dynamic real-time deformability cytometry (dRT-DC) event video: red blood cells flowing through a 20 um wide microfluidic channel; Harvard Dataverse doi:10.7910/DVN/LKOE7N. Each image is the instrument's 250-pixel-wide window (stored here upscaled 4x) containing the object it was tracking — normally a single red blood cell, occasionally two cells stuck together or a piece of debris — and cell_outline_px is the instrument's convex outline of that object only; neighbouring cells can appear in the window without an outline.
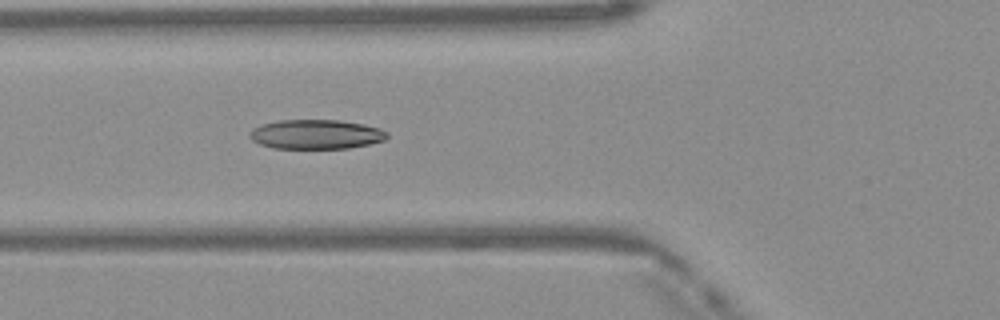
{"species": "Egyptian fruit bat (a non-hibernating species)", "species_latin": "Rousettus aegyptiacus", "temperature_condition": "warm", "stored_images_in_passage": 38, "camera_frame_rate_fps": 3000, "um_per_image_px": 0.085, "frame": {"image": 1, "passage_image": 7, "time_ms": 2.0, "image_size_px": [1000, 320], "cell_outline_px": [[388, 136], [384, 140], [368, 144], [348, 148], [272, 148], [260, 144], [252, 140], [248, 136], [252, 128], [260, 124], [280, 120], [340, 120], [364, 124], [380, 128], [388, 132]], "centroid_in_image_um": [26.84, 11.41], "position_along_channel_um": 99.0, "area_um2": 23.64}}
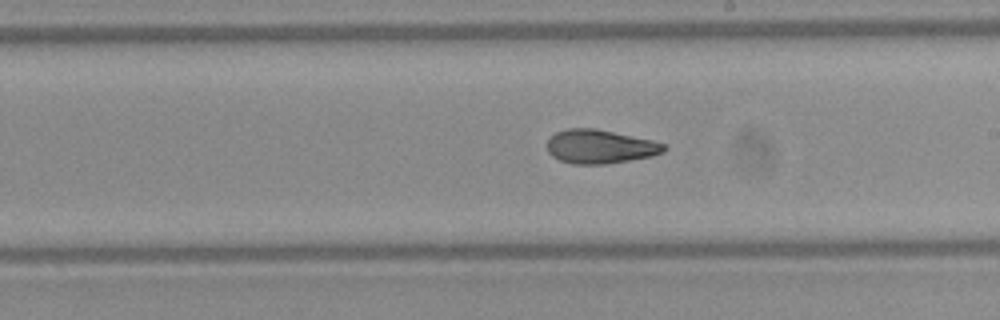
{"frame": {"image": 2, "passage_image": 17, "time_ms": 5.333, "image_size_px": [1000, 320], "cell_outline_px": [[668, 148], [664, 152], [652, 156], [604, 164], [572, 164], [560, 160], [552, 156], [548, 152], [548, 140], [556, 132], [568, 128], [596, 128], [652, 140], [668, 144]], "centroid_in_image_um": [51.03, 12.46], "position_along_channel_um": 238.0, "area_um2": 23.06}}
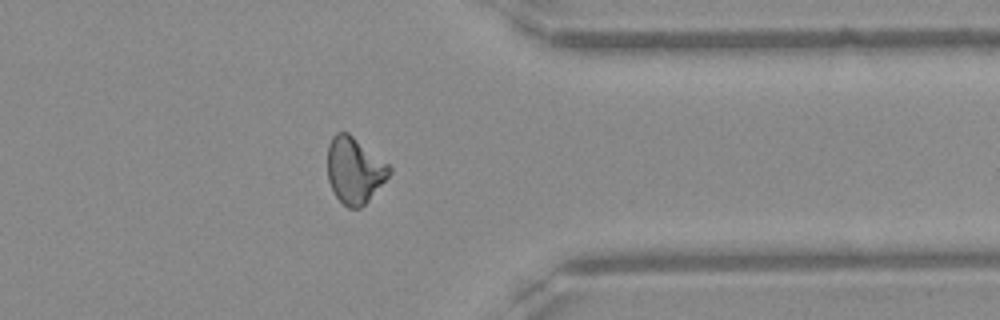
{"frame": {"image": 3, "passage_image": 28, "time_ms": 9.0, "image_size_px": [1000, 320], "cell_outline_px": [[392, 172], [368, 200], [360, 208], [348, 208], [336, 196], [328, 180], [328, 144], [332, 136], [336, 132], [348, 132], [388, 164], [392, 168]], "centroid_in_image_um": [30.12, 14.46], "position_along_channel_um": 381.3, "area_um2": 23.52}, "authors_computed_cell_mechanics": {"area_um2": 23.5246, "velocity_mm_per_s": 4.1505, "shape_relaxation_time_tau1_ms": 9.8757, "shape_relaxation_time_tau2_ms": 1.9807, "deformation_change_tau1": 0.2472, "deformation_change_tau2": 0.0861}}